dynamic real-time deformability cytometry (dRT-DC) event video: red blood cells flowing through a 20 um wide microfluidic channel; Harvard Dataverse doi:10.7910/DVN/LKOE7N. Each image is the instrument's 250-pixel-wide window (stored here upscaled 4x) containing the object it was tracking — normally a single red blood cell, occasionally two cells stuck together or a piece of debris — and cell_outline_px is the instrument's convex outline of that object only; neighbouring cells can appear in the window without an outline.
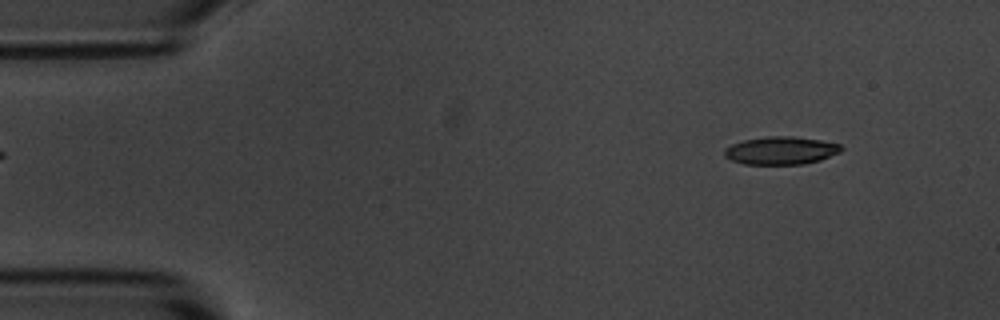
{"species": "common noctule bat (a hibernating species)", "species_latin": "Nyctalus noctula", "temperature_condition": "room temperature", "stored_images_in_passage": 3, "camera_frame_rate_fps": 3000, "um_per_image_px": 0.085, "animal": {"sex": "male", "body_mass_g": 20.1, "forearm_length_mm": 53.5}, "frame": {"image": 1, "passage_image": 2, "time_ms": 1.0, "image_size_px": [1000, 320], "cell_outline_px": [[844, 148], [840, 152], [820, 160], [804, 164], [744, 164], [732, 160], [724, 156], [724, 148], [732, 144], [744, 140], [768, 136], [792, 136], [820, 140], [840, 144]], "centroid_in_image_um": [66.38, 12.79], "position_along_channel_um": 18.6, "area_um2": 18.96}}